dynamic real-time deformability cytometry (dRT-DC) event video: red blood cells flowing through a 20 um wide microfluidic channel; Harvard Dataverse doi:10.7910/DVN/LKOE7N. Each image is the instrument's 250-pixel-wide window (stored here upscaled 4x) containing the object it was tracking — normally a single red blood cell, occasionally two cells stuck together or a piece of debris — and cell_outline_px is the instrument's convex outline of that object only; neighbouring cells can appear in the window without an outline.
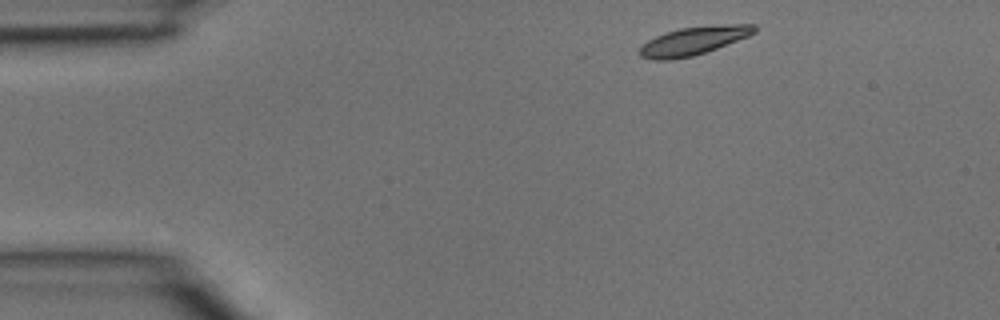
{"species": "common noctule bat (a hibernating species)", "species_latin": "Nyctalus noctula", "temperature_condition": "room temperature", "stored_images_in_passage": 3, "camera_frame_rate_fps": 3000, "um_per_image_px": 0.085, "animal": {"sex": "male", "body_mass_g": 15.6}, "frame": {"image": 1, "passage_image": 1, "time_ms": 0.0, "image_size_px": [1000, 320], "cell_outline_px": [[756, 32], [748, 36], [716, 48], [692, 56], [672, 60], [652, 60], [640, 56], [640, 48], [648, 40], [664, 32], [680, 28], [720, 24], [756, 24]], "centroid_in_image_um": [58.95, 3.46], "position_along_channel_um": 26.1, "area_um2": 18.84}}